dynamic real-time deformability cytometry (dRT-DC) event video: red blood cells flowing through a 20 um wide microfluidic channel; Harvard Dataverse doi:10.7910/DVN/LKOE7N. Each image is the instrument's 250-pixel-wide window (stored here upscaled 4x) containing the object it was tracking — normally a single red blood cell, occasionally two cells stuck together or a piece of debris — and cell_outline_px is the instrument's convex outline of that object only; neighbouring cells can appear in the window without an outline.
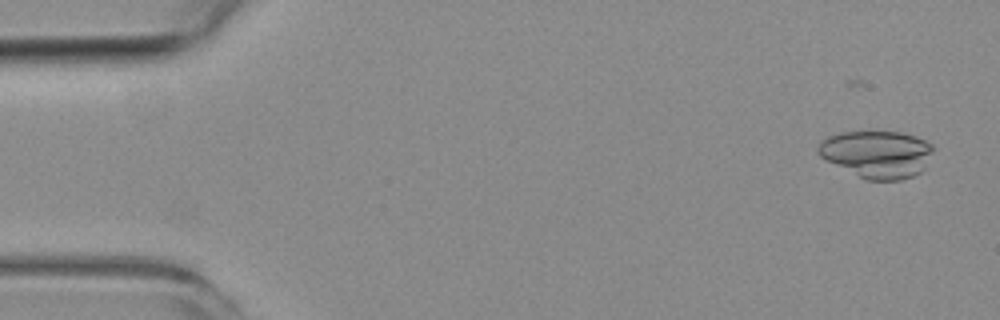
{"species": "common noctule bat (a hibernating species)", "species_latin": "Nyctalus noctula", "temperature_condition": "room temperature", "stored_images_in_passage": 4, "camera_frame_rate_fps": 3000, "um_per_image_px": 0.085, "animal": {"sex": "female", "body_mass_g": 19.3, "forearm_length_mm": 54.1}, "frame": {"image": 1, "passage_image": 1, "time_ms": 0.0, "image_size_px": [1000, 320], "cell_outline_px": [[932, 152], [924, 168], [920, 172], [912, 176], [900, 180], [868, 180], [820, 156], [816, 152], [816, 148], [828, 136], [840, 132], [900, 132], [916, 136], [932, 144]], "centroid_in_image_um": [74.56, 13.09], "position_along_channel_um": 10.4, "area_um2": 31.15}}